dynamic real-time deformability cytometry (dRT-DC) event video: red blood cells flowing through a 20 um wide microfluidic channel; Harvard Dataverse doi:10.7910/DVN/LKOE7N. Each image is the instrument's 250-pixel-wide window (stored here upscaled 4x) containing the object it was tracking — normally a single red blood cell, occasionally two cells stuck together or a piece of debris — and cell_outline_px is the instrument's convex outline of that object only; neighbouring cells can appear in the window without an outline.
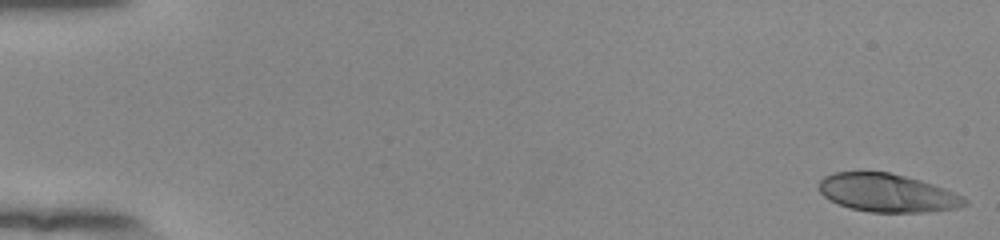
{"species": "human", "species_latin": "Homo sapiens", "temperature_condition": "room temperature", "stored_images_in_passage": 53, "camera_frame_rate_fps": 3000, "um_per_image_px": 0.085, "donor": {"sex": "female"}, "frame": {"image": 1, "passage_image": 1, "time_ms": 0.0, "image_size_px": [1000, 240], "cell_outline_px": [[968, 204], [956, 208], [924, 212], [872, 212], [848, 208], [836, 204], [824, 196], [820, 192], [820, 180], [824, 176], [836, 172], [888, 172], [920, 180], [944, 188], [964, 196], [968, 200]], "centroid_in_image_um": [75.42, 16.4], "position_along_channel_um": 9.6, "area_um2": 32.37}}
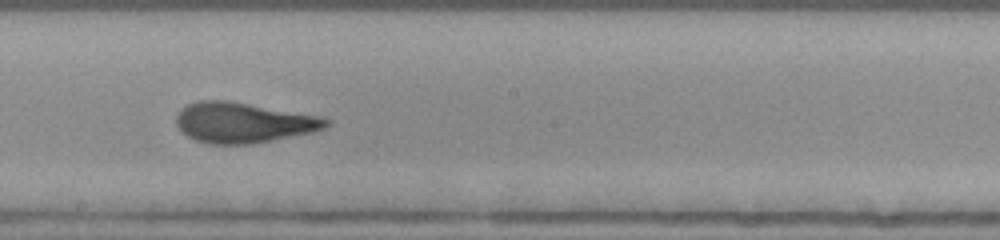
{"frame": {"image": 2, "passage_image": 31, "time_ms": 10.0, "image_size_px": [1000, 240], "cell_outline_px": [[332, 120], [324, 128], [312, 132], [252, 144], [212, 144], [196, 140], [188, 136], [176, 124], [176, 116], [180, 108], [196, 100], [228, 100], [320, 116]], "centroid_in_image_um": [20.66, 10.41], "position_along_channel_um": 227.5, "area_um2": 35.14}}
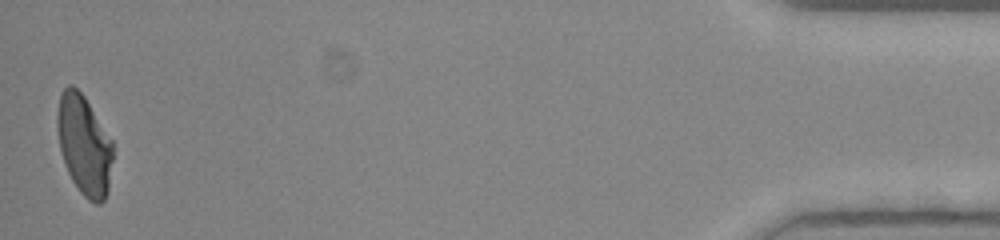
{"frame": {"image": 3, "passage_image": 53, "time_ms": 17.333, "image_size_px": [1000, 240], "cell_outline_px": [[112, 160], [108, 192], [104, 200], [100, 204], [96, 204], [88, 200], [80, 192], [72, 180], [68, 172], [60, 148], [56, 124], [56, 116], [60, 92], [68, 84], [72, 84], [84, 96], [112, 140]], "centroid_in_image_um": [7.14, 12.32], "position_along_channel_um": 428.1, "area_um2": 32.31}, "authors_computed_cell_mechanics": {"area_um2": 33.9864, "velocity_mm_per_s": 3.8854, "shape_relaxation_time_tau1_ms": 6.4749, "shape_relaxation_time_tau2_ms": 0.8569, "deformation_change_tau1": 0.2147, "deformation_change_tau2": 0.0688}}